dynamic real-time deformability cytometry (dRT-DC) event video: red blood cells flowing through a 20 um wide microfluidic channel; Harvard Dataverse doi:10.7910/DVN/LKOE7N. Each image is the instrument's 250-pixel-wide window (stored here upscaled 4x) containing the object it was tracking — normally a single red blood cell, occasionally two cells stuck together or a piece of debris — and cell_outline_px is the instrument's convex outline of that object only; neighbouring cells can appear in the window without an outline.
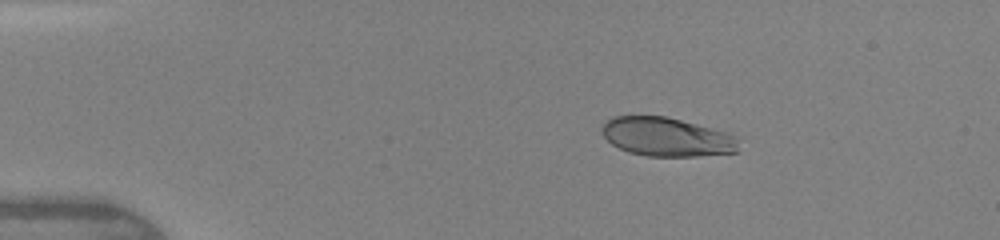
{"species": "human", "species_latin": "Homo sapiens", "temperature_condition": "warm", "stored_images_in_passage": 21, "camera_frame_rate_fps": 3000, "um_per_image_px": 0.085, "donor": {"sex": "female"}, "frame": {"image": 1, "passage_image": 1, "time_ms": 0.0, "image_size_px": [1000, 240], "cell_outline_px": [[740, 152], [696, 156], [648, 156], [628, 152], [612, 144], [600, 132], [600, 128], [612, 116], [664, 116], [696, 124], [724, 132], [732, 136], [736, 140]], "centroid_in_image_um": [56.62, 11.65], "position_along_channel_um": 28.4, "area_um2": 30.63}}
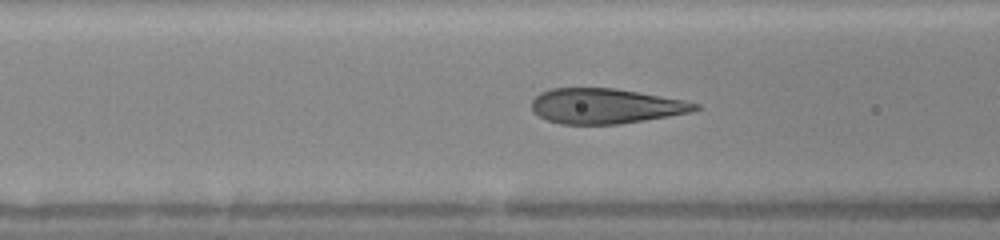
{"frame": {"image": 2, "passage_image": 10, "time_ms": 3.667, "image_size_px": [1000, 240], "cell_outline_px": [[700, 108], [692, 112], [620, 124], [560, 124], [548, 120], [532, 112], [532, 100], [540, 92], [552, 88], [616, 88], [684, 100], [700, 104]], "centroid_in_image_um": [51.47, 9.01], "position_along_channel_um": 115.1, "area_um2": 33.47}}
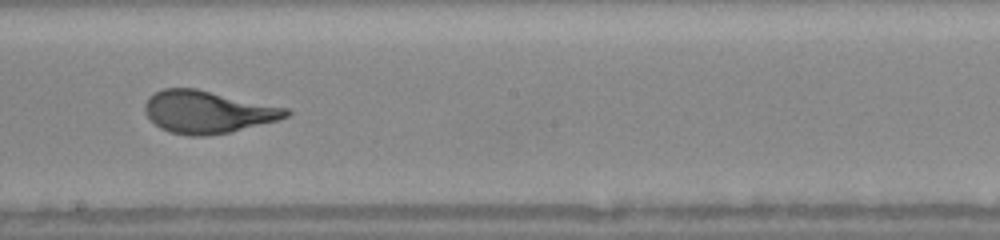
{"frame": {"image": 3, "passage_image": 16, "time_ms": 6.333, "image_size_px": [1000, 240], "cell_outline_px": [[292, 112], [288, 116], [276, 120], [228, 132], [208, 136], [188, 136], [168, 132], [160, 128], [144, 112], [144, 104], [148, 96], [164, 88], [196, 88], [288, 108]], "centroid_in_image_um": [17.61, 9.51], "position_along_channel_um": 230.6, "area_um2": 34.8}}